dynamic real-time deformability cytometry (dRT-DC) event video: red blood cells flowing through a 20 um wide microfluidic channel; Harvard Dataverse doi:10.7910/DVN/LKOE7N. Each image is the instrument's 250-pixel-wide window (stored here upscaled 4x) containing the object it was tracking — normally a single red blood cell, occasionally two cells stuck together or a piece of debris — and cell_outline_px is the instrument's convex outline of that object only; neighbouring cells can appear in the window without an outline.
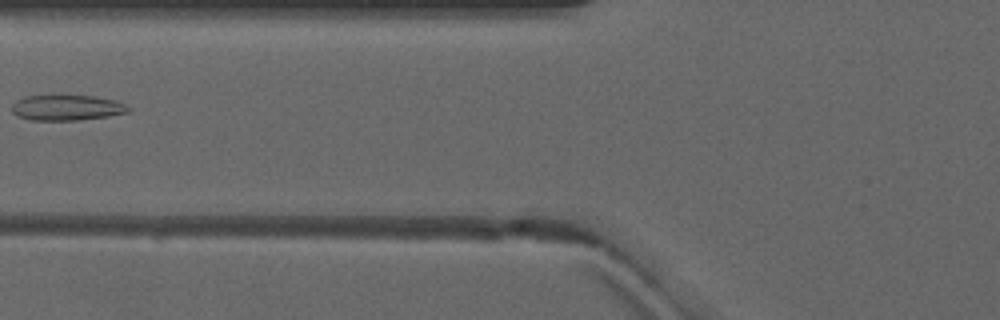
{"species": "common noctule bat (a hibernating species)", "species_latin": "Nyctalus noctula", "temperature_condition": "warm", "stored_images_in_passage": 6, "camera_frame_rate_fps": 3000, "um_per_image_px": 0.085, "animal": {"sex": "male", "forearm_length_mm": 52.5}, "frame": {"image": 1, "passage_image": 6, "time_ms": 6.0, "image_size_px": [1000, 320], "cell_outline_px": [[132, 108], [128, 112], [108, 116], [76, 120], [28, 120], [16, 116], [12, 112], [12, 104], [16, 100], [24, 96], [52, 92], [92, 96], [116, 100]], "centroid_in_image_um": [5.6, 9.1], "position_along_channel_um": 120.2, "area_um2": 18.26}}